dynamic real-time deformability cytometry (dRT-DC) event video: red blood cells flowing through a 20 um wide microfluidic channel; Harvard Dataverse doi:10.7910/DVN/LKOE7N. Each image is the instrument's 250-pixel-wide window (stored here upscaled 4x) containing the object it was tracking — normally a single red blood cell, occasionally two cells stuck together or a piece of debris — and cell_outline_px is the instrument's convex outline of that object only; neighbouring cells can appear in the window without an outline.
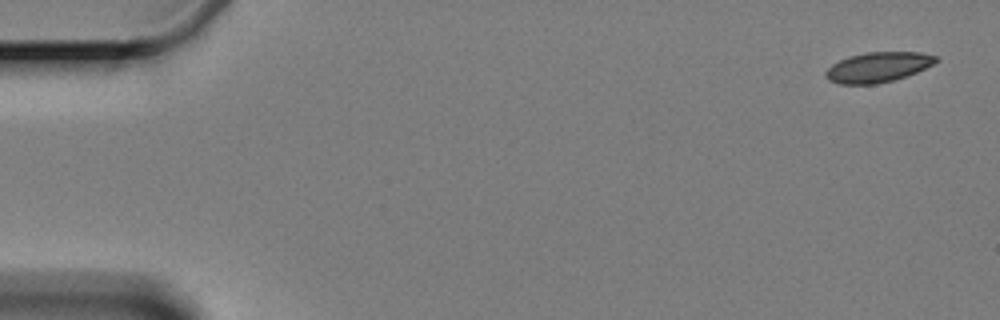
{"species": "Egyptian fruit bat (a non-hibernating species)", "species_latin": "Rousettus aegyptiacus", "temperature_condition": "cold", "stored_images_in_passage": 3, "camera_frame_rate_fps": 3000, "um_per_image_px": 0.085, "animal": {"sex": "female"}, "frame": {"image": 1, "passage_image": 1, "time_ms": 0.0, "image_size_px": [1000, 320], "cell_outline_px": [[940, 60], [916, 72], [892, 80], [876, 84], [840, 84], [828, 80], [824, 76], [824, 72], [832, 64], [848, 56], [868, 52], [920, 52], [936, 56]], "centroid_in_image_um": [74.59, 5.7], "position_along_channel_um": 10.4, "area_um2": 19.19}}